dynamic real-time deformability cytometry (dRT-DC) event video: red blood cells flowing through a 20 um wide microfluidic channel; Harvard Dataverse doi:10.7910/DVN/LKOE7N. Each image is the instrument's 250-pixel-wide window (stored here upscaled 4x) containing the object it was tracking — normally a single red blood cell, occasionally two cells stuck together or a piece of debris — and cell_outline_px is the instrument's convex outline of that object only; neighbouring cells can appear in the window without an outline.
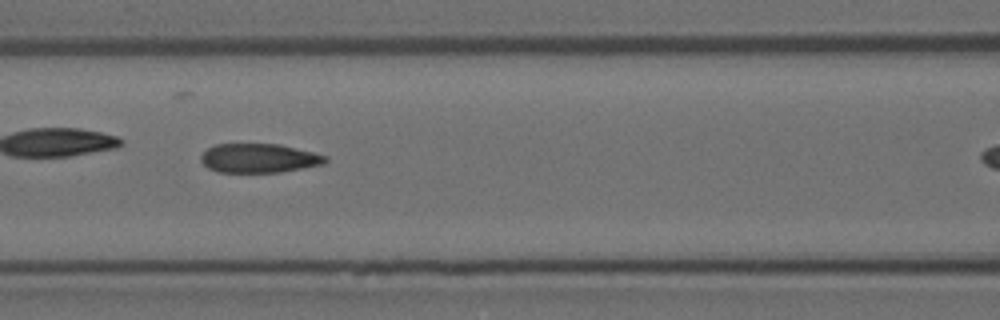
{"species": "Egyptian fruit bat (a non-hibernating species)", "species_latin": "Rousettus aegyptiacus", "temperature_condition": "room temperature", "stored_images_in_passage": 6, "camera_frame_rate_fps": 3000, "um_per_image_px": 0.085, "animal": {"sex": "female"}, "frame": {"image": 1, "passage_image": 3, "time_ms": 0.667, "image_size_px": [1000, 320], "cell_outline_px": [[328, 160], [324, 164], [280, 172], [220, 172], [208, 168], [200, 160], [200, 156], [208, 148], [216, 144], [280, 144], [328, 156]], "centroid_in_image_um": [22.02, 13.44], "position_along_channel_um": 144.6, "area_um2": 21.04}}
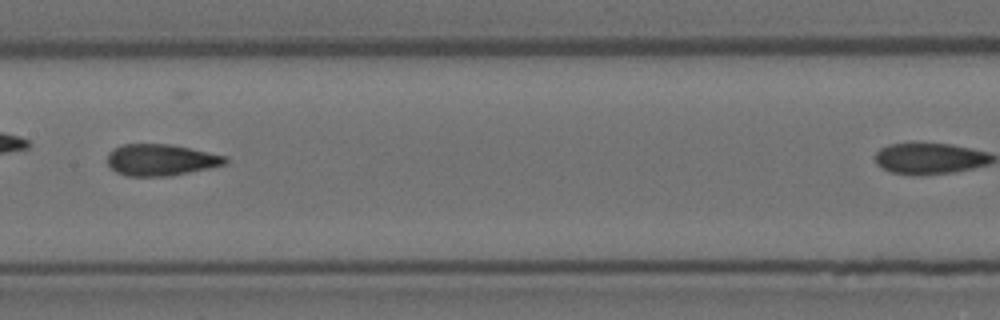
{"frame": {"image": 2, "passage_image": 4, "time_ms": 1.0, "image_size_px": [1000, 320], "cell_outline_px": [[228, 164], [168, 176], [128, 176], [116, 172], [108, 164], [108, 152], [124, 144], [168, 144], [228, 156]], "centroid_in_image_um": [13.69, 13.59], "position_along_channel_um": 193.7, "area_um2": 21.44}}
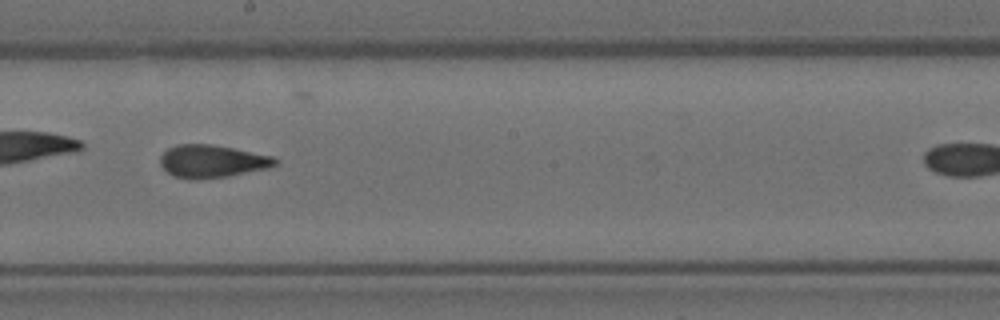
{"frame": {"image": 3, "passage_image": 5, "time_ms": 1.333, "image_size_px": [1000, 320], "cell_outline_px": [[280, 160], [276, 164], [268, 168], [228, 176], [196, 180], [188, 180], [176, 176], [168, 172], [160, 164], [160, 156], [168, 148], [176, 144], [212, 144], [272, 156]], "centroid_in_image_um": [18.01, 13.71], "position_along_channel_um": 230.2, "area_um2": 21.91}}